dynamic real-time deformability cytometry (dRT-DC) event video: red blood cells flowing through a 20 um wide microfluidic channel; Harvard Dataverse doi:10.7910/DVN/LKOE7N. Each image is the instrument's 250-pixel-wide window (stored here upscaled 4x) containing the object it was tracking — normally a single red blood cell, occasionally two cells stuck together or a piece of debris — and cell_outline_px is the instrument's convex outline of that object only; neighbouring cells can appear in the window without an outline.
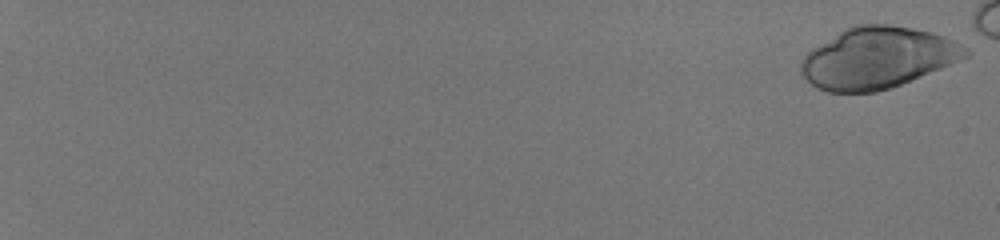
{"species": "human", "species_latin": "Homo sapiens", "temperature_condition": "room temperature", "stored_images_in_passage": 30, "camera_frame_rate_fps": 3000, "um_per_image_px": 0.085, "donor": {"sex": "male"}, "frame": {"image": 1, "passage_image": 1, "time_ms": 0.0, "image_size_px": [1000, 240], "cell_outline_px": [[972, 52], [968, 56], [952, 64], [892, 88], [876, 92], [828, 92], [816, 88], [800, 72], [800, 60], [812, 48], [844, 28], [856, 24], [888, 24], [912, 28], [932, 32], [944, 36], [968, 48]], "centroid_in_image_um": [74.59, 4.92], "position_along_channel_um": 10.4, "area_um2": 59.01}}
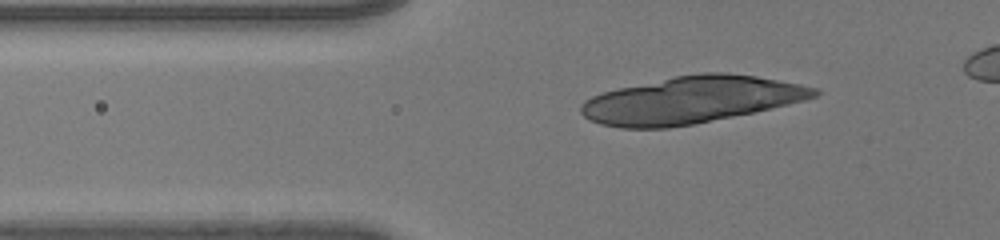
{"frame": {"image": 2, "passage_image": 25, "time_ms": 8.0, "image_size_px": [1000, 240], "cell_outline_px": [[820, 92], [816, 96], [804, 100], [788, 104], [752, 112], [692, 124], [668, 128], [620, 128], [600, 124], [584, 116], [580, 112], [580, 104], [584, 100], [600, 92], [676, 76], [700, 72], [728, 72], [756, 76], [800, 84], [820, 88]], "centroid_in_image_um": [58.72, 8.49], "position_along_channel_um": 67.1, "area_um2": 63.46}}